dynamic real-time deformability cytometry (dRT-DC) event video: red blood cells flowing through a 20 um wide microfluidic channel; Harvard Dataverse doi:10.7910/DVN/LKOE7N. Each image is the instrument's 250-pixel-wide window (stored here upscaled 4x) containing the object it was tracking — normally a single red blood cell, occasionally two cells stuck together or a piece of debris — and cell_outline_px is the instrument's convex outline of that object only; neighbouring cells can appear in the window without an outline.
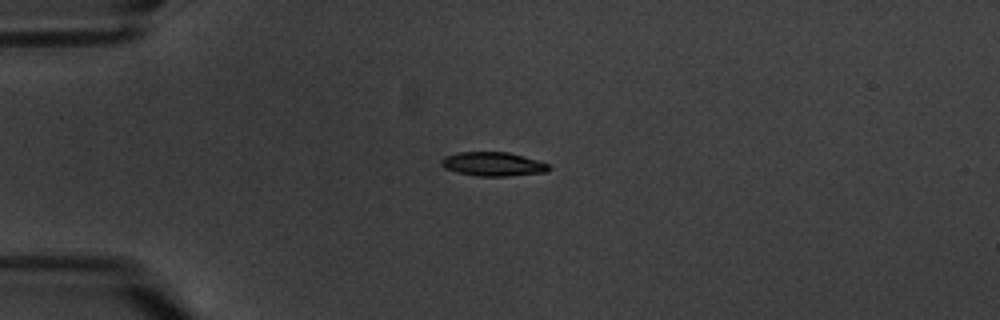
{"species": "common noctule bat (a hibernating species)", "species_latin": "Nyctalus noctula", "temperature_condition": "warm", "stored_images_in_passage": 12, "camera_frame_rate_fps": 3000, "um_per_image_px": 0.085, "animal": {"sex": "male", "body_mass_g": 20.1, "forearm_length_mm": 53.5}, "frame": {"image": 1, "passage_image": 3, "time_ms": 3.0, "image_size_px": [1000, 320], "cell_outline_px": [[552, 168], [548, 172], [508, 176], [476, 176], [456, 172], [444, 168], [440, 164], [440, 160], [444, 156], [460, 152], [508, 152], [540, 160], [548, 164]], "centroid_in_image_um": [41.92, 13.95], "position_along_channel_um": 43.1, "area_um2": 15.26}}
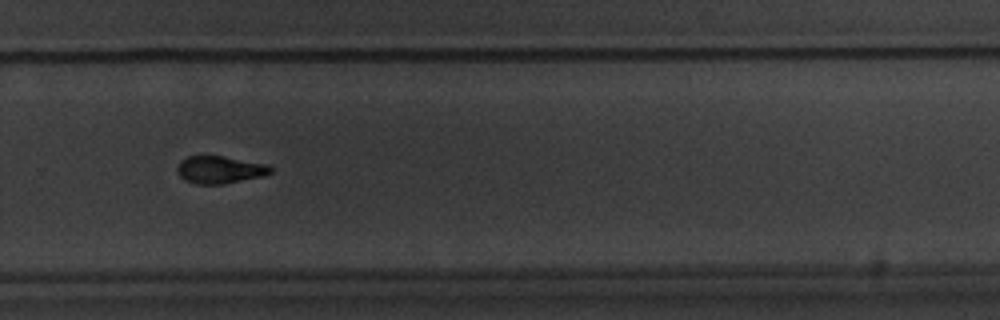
{"frame": {"image": 2, "passage_image": 10, "time_ms": 11.667, "image_size_px": [1000, 320], "cell_outline_px": [[272, 172], [264, 176], [224, 184], [196, 184], [180, 176], [176, 168], [180, 160], [188, 156], [224, 156], [268, 164], [272, 168]], "centroid_in_image_um": [18.71, 14.42], "position_along_channel_um": 311.1, "area_um2": 14.97}}
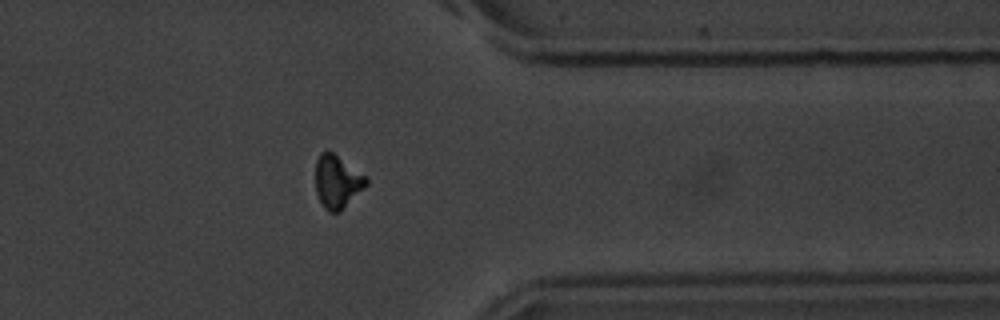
{"frame": {"image": 3, "passage_image": 12, "time_ms": 14.0, "image_size_px": [1000, 320], "cell_outline_px": [[368, 184], [340, 212], [328, 212], [324, 208], [316, 192], [316, 160], [320, 152], [328, 148], [368, 176]], "centroid_in_image_um": [28.68, 15.4], "position_along_channel_um": 382.7, "area_um2": 16.07}, "authors_computed_cell_mechanics": {"area_um2": 15.6638, "velocity_mm_per_s": 3.3949, "shape_relaxation_time_tau1_ms": 2.1315, "shape_relaxation_time_tau2_ms": 1.7159, "deformation_change_tau1": 0.0947, "deformation_change_tau2": 0.0553}}